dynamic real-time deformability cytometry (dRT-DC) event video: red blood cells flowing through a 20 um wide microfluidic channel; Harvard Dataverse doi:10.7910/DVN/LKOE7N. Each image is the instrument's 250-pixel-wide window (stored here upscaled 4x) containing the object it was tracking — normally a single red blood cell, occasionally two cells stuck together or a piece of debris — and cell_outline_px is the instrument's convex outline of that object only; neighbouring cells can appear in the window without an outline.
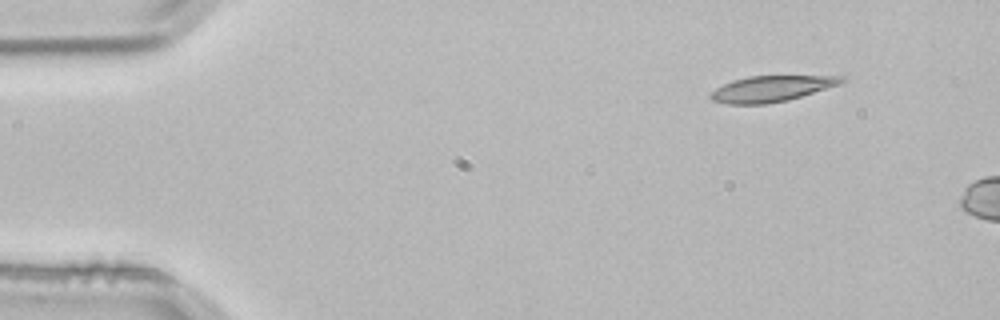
{"species": "common noctule bat (a hibernating species)", "species_latin": "Nyctalus noctula", "temperature_condition": "room temperature", "stored_images_in_passage": 2, "camera_frame_rate_fps": 3000, "um_per_image_px": 0.085, "animal": {"sex": "male", "body_mass_g": 21.5, "forearm_length_mm": 52.0}, "frame": {"image": 1, "passage_image": 1, "time_ms": 0.0, "image_size_px": [1000, 320], "cell_outline_px": [[848, 80], [840, 84], [788, 100], [768, 104], [728, 104], [712, 100], [708, 96], [716, 88], [732, 80], [748, 76], [848, 76]], "centroid_in_image_um": [65.59, 7.53], "position_along_channel_um": 19.4, "area_um2": 19.77}}